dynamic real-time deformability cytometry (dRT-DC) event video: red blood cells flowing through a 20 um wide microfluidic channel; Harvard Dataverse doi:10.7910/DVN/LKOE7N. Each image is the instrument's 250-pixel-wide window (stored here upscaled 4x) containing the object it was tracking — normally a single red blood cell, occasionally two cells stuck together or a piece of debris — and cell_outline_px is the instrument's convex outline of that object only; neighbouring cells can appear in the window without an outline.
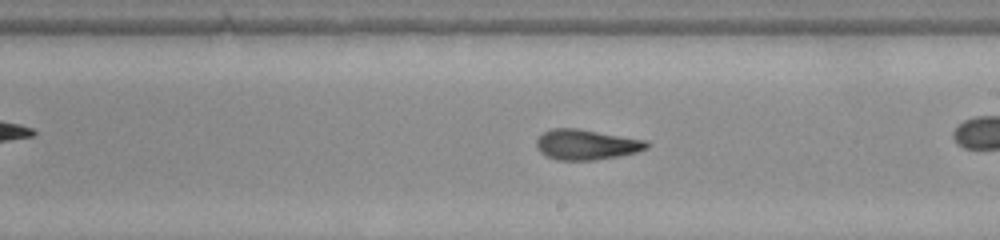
{"species": "common noctule bat (a hibernating species)", "species_latin": "Nyctalus noctula", "temperature_condition": "warm", "stored_images_in_passage": 36, "camera_frame_rate_fps": 3000, "um_per_image_px": 0.085, "animal": {"sex": "female", "body_mass_g": 22.0, "forearm_length_mm": 56.7}, "frame": {"image": 1, "passage_image": 26, "time_ms": 8.333, "image_size_px": [1000, 240], "cell_outline_px": [[652, 144], [648, 148], [636, 152], [620, 156], [596, 160], [556, 160], [540, 152], [536, 144], [536, 140], [544, 132], [552, 128], [576, 128], [648, 140]], "centroid_in_image_um": [49.89, 12.29], "position_along_channel_um": 239.1, "area_um2": 19.59}}